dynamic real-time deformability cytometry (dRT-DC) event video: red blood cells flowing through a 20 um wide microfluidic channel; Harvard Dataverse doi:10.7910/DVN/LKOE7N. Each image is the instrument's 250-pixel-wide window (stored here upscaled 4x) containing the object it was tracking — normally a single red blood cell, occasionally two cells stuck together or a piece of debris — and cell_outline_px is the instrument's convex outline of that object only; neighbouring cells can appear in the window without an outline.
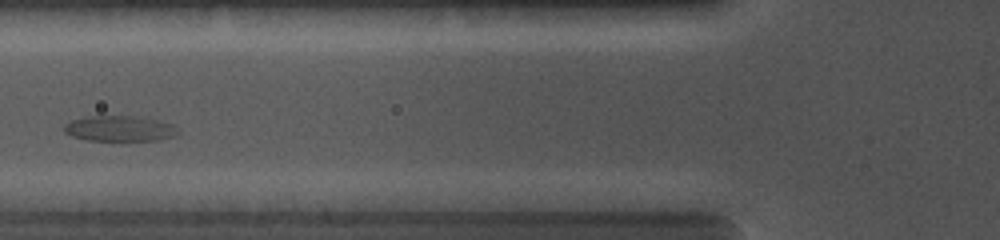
{"species": "common noctule bat (a hibernating species)", "species_latin": "Nyctalus noctula", "temperature_condition": "cold", "stored_images_in_passage": 3, "camera_frame_rate_fps": 5000, "um_per_image_px": 0.085, "animal": {"sex": "female", "body_mass_g": 19.0, "forearm_length_mm": 56.7}, "frame": {"image": 1, "passage_image": 3, "time_ms": 2.6, "image_size_px": [1000, 240], "cell_outline_px": [[180, 132], [172, 136], [160, 140], [88, 140], [72, 136], [64, 132], [64, 124], [72, 120], [88, 116], [132, 116], [156, 120], [172, 124]], "centroid_in_image_um": [10.14, 10.93], "position_along_channel_um": 115.7, "area_um2": 16.7}}